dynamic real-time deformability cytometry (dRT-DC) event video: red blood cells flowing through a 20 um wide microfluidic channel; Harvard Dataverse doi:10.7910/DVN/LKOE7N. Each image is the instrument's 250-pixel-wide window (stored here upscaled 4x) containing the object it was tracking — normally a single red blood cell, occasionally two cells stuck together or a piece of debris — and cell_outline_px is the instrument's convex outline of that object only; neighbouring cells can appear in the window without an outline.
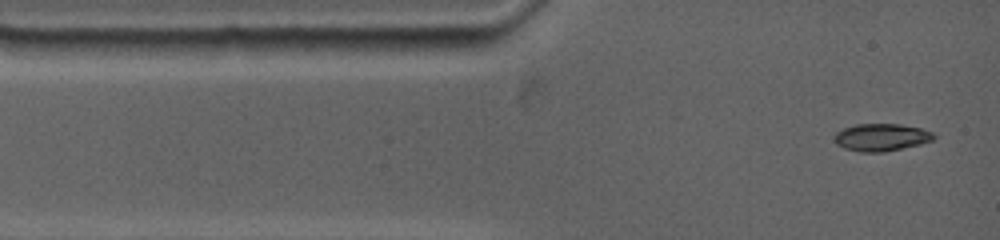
{"species": "common noctule bat (a hibernating species)", "species_latin": "Nyctalus noctula", "temperature_condition": "warm", "stored_images_in_passage": 79, "camera_frame_rate_fps": 4500, "um_per_image_px": 0.085, "animal": {"sex": "female", "body_mass_g": 19.0, "forearm_length_mm": 53.3}, "frame": {"image": 1, "passage_image": 1, "time_ms": 0.0, "image_size_px": [1000, 240], "cell_outline_px": [[936, 136], [932, 140], [920, 144], [880, 152], [860, 152], [844, 148], [836, 144], [832, 136], [836, 132], [844, 128], [856, 124], [900, 124], [920, 128], [932, 132]], "centroid_in_image_um": [74.86, 11.66], "position_along_channel_um": 10.1, "area_um2": 15.78}}
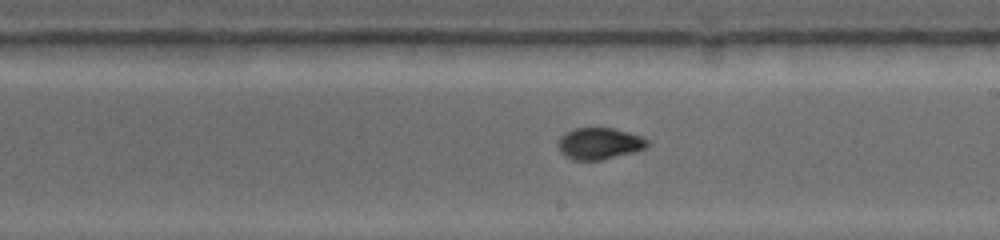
{"frame": {"image": 2, "passage_image": 33, "time_ms": 7.111, "image_size_px": [1000, 240], "cell_outline_px": [[648, 144], [644, 148], [636, 152], [600, 160], [572, 160], [564, 156], [560, 152], [556, 144], [556, 140], [564, 132], [572, 128], [612, 128], [628, 132], [640, 136], [648, 140]], "centroid_in_image_um": [50.87, 12.2], "position_along_channel_um": 238.1, "area_um2": 16.7}}
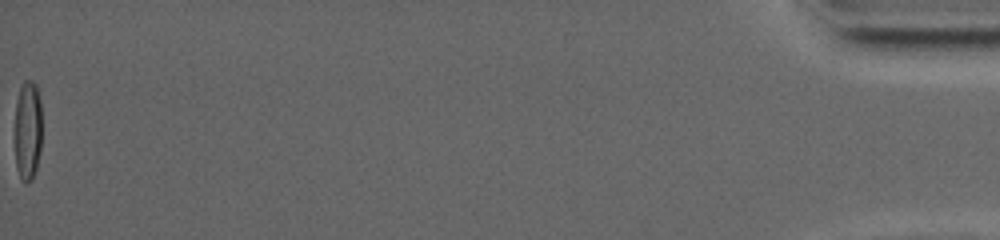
{"frame": {"image": 3, "passage_image": 79, "time_ms": 17.333, "image_size_px": [1000, 240], "cell_outline_px": [[40, 152], [36, 168], [32, 180], [28, 184], [24, 184], [20, 180], [16, 168], [12, 136], [16, 100], [20, 84], [24, 80], [32, 80], [36, 84], [40, 100]], "centroid_in_image_um": [2.28, 11.12], "position_along_channel_um": 432.9, "area_um2": 16.82}, "authors_computed_cell_mechanics": {"area_um2": 16.2996, "velocity_mm_per_s": 3.6875, "shape_relaxation_time_tau1_ms": 6.508, "shape_relaxation_time_tau2_ms": null, "deformation_change_tau1": 0.2519, "deformation_change_tau2": null}}